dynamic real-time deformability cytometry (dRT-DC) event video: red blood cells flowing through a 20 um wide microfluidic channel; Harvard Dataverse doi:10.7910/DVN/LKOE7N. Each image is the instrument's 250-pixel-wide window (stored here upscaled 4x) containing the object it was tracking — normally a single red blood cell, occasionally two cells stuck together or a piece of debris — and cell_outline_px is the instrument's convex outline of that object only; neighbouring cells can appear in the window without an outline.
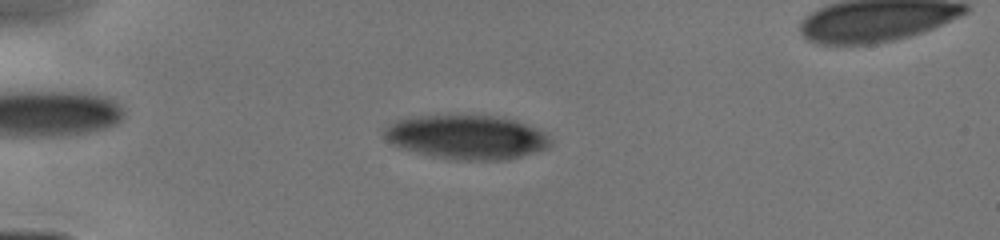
{"species": "human", "species_latin": "Homo sapiens", "temperature_condition": "cold", "stored_images_in_passage": 25, "camera_frame_rate_fps": 3000, "um_per_image_px": 0.085, "donor": {"sex": "male"}, "frame": {"image": 1, "passage_image": 13, "time_ms": 3.667, "image_size_px": [1000, 240], "cell_outline_px": [[552, 144], [536, 152], [508, 160], [448, 160], [432, 156], [404, 148], [388, 140], [384, 136], [384, 128], [396, 120], [420, 116], [492, 116], [512, 120], [536, 128]], "centroid_in_image_um": [39.64, 11.68], "position_along_channel_um": 45.4, "area_um2": 41.85}}
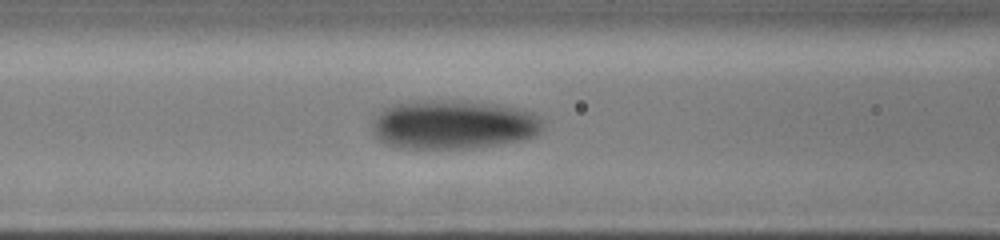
{"frame": {"image": 2, "passage_image": 21, "time_ms": 6.333, "image_size_px": [1000, 240], "cell_outline_px": [[544, 124], [540, 132], [532, 136], [520, 140], [464, 148], [396, 148], [380, 140], [372, 132], [372, 120], [384, 108], [396, 104], [416, 100], [448, 100], [496, 104], [532, 112]], "centroid_in_image_um": [38.46, 10.58], "position_along_channel_um": 128.1, "area_um2": 48.26}}
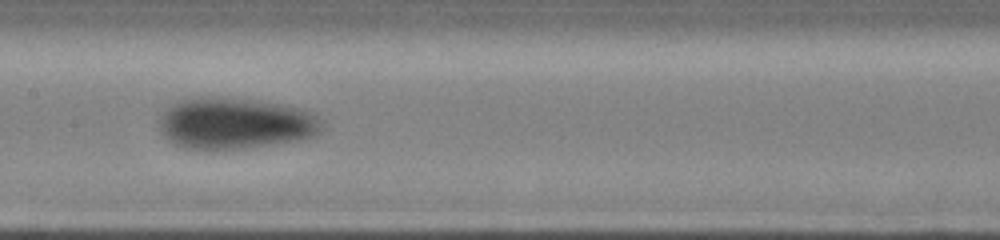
{"frame": {"image": 3, "passage_image": 24, "time_ms": 7.667, "image_size_px": [1000, 240], "cell_outline_px": [[320, 132], [316, 136], [300, 140], [244, 148], [208, 152], [204, 152], [180, 148], [172, 144], [160, 132], [160, 116], [176, 100], [192, 96], [220, 96], [260, 100], [296, 108], [308, 112], [316, 116], [320, 120]], "centroid_in_image_um": [19.87, 10.5], "position_along_channel_um": 187.5, "area_um2": 49.77}}